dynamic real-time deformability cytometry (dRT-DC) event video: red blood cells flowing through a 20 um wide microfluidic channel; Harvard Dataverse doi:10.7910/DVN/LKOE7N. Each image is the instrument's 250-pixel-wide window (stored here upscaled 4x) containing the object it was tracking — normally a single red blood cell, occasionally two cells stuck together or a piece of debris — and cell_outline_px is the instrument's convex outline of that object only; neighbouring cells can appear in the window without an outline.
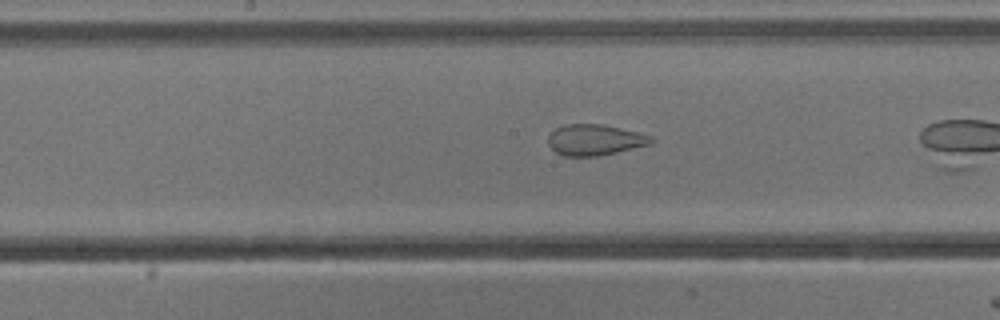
{"species": "common noctule bat (a hibernating species)", "species_latin": "Nyctalus noctula", "temperature_condition": "cold", "stored_images_in_passage": 38, "camera_frame_rate_fps": 3000, "um_per_image_px": 0.085, "animal": {"sex": "male", "body_mass_g": 13.3}, "frame": {"image": 1, "passage_image": 27, "time_ms": 8.667, "image_size_px": [1000, 320], "cell_outline_px": [[656, 140], [652, 144], [600, 156], [564, 156], [556, 152], [548, 144], [548, 136], [556, 128], [564, 124], [604, 124], [652, 136]], "centroid_in_image_um": [50.58, 11.89], "position_along_channel_um": 197.6, "area_um2": 18.67}}